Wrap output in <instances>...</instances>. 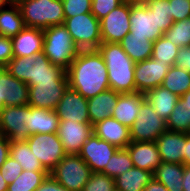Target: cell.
Returning <instances> with one entry per match:
<instances>
[{"mask_svg":"<svg viewBox=\"0 0 190 191\" xmlns=\"http://www.w3.org/2000/svg\"><path fill=\"white\" fill-rule=\"evenodd\" d=\"M66 73L69 87L86 99L110 88L106 63L98 50H79Z\"/></svg>","mask_w":190,"mask_h":191,"instance_id":"6da1fadb","label":"cell"},{"mask_svg":"<svg viewBox=\"0 0 190 191\" xmlns=\"http://www.w3.org/2000/svg\"><path fill=\"white\" fill-rule=\"evenodd\" d=\"M107 67L110 89L120 93H135V62L119 43H101L97 49Z\"/></svg>","mask_w":190,"mask_h":191,"instance_id":"7a4b0ae2","label":"cell"},{"mask_svg":"<svg viewBox=\"0 0 190 191\" xmlns=\"http://www.w3.org/2000/svg\"><path fill=\"white\" fill-rule=\"evenodd\" d=\"M5 68L28 86L35 85L36 81L68 79L66 70L52 64L43 52L30 57H13Z\"/></svg>","mask_w":190,"mask_h":191,"instance_id":"3957f363","label":"cell"},{"mask_svg":"<svg viewBox=\"0 0 190 191\" xmlns=\"http://www.w3.org/2000/svg\"><path fill=\"white\" fill-rule=\"evenodd\" d=\"M18 6L26 27L44 30L64 23L62 0H22Z\"/></svg>","mask_w":190,"mask_h":191,"instance_id":"277c9868","label":"cell"},{"mask_svg":"<svg viewBox=\"0 0 190 191\" xmlns=\"http://www.w3.org/2000/svg\"><path fill=\"white\" fill-rule=\"evenodd\" d=\"M43 34V53L52 64L67 70L79 52L68 30L63 24L53 25L44 29Z\"/></svg>","mask_w":190,"mask_h":191,"instance_id":"5b68a950","label":"cell"},{"mask_svg":"<svg viewBox=\"0 0 190 191\" xmlns=\"http://www.w3.org/2000/svg\"><path fill=\"white\" fill-rule=\"evenodd\" d=\"M92 173L78 154H67L49 175L69 191H82Z\"/></svg>","mask_w":190,"mask_h":191,"instance_id":"8992f818","label":"cell"},{"mask_svg":"<svg viewBox=\"0 0 190 191\" xmlns=\"http://www.w3.org/2000/svg\"><path fill=\"white\" fill-rule=\"evenodd\" d=\"M63 25L79 50H97L102 43L100 20L92 13L67 18Z\"/></svg>","mask_w":190,"mask_h":191,"instance_id":"52a82bcc","label":"cell"},{"mask_svg":"<svg viewBox=\"0 0 190 191\" xmlns=\"http://www.w3.org/2000/svg\"><path fill=\"white\" fill-rule=\"evenodd\" d=\"M129 129L130 139L133 142H154L167 130L166 121L146 100L141 103L136 120Z\"/></svg>","mask_w":190,"mask_h":191,"instance_id":"ba28073f","label":"cell"},{"mask_svg":"<svg viewBox=\"0 0 190 191\" xmlns=\"http://www.w3.org/2000/svg\"><path fill=\"white\" fill-rule=\"evenodd\" d=\"M26 142L48 172L67 155L57 133L30 135Z\"/></svg>","mask_w":190,"mask_h":191,"instance_id":"9c48e42d","label":"cell"},{"mask_svg":"<svg viewBox=\"0 0 190 191\" xmlns=\"http://www.w3.org/2000/svg\"><path fill=\"white\" fill-rule=\"evenodd\" d=\"M68 86V79L36 81L35 85L29 86L28 104L54 110Z\"/></svg>","mask_w":190,"mask_h":191,"instance_id":"30bf717a","label":"cell"},{"mask_svg":"<svg viewBox=\"0 0 190 191\" xmlns=\"http://www.w3.org/2000/svg\"><path fill=\"white\" fill-rule=\"evenodd\" d=\"M130 4L121 3L100 19L102 43H119L130 33Z\"/></svg>","mask_w":190,"mask_h":191,"instance_id":"8fae6325","label":"cell"},{"mask_svg":"<svg viewBox=\"0 0 190 191\" xmlns=\"http://www.w3.org/2000/svg\"><path fill=\"white\" fill-rule=\"evenodd\" d=\"M166 61L154 60L152 57L135 64V86L137 92L146 93L150 89L161 86L170 69Z\"/></svg>","mask_w":190,"mask_h":191,"instance_id":"7c38bea8","label":"cell"},{"mask_svg":"<svg viewBox=\"0 0 190 191\" xmlns=\"http://www.w3.org/2000/svg\"><path fill=\"white\" fill-rule=\"evenodd\" d=\"M26 121L27 105L4 106L0 110V135L10 141L26 140L30 136Z\"/></svg>","mask_w":190,"mask_h":191,"instance_id":"4fadbf2b","label":"cell"},{"mask_svg":"<svg viewBox=\"0 0 190 191\" xmlns=\"http://www.w3.org/2000/svg\"><path fill=\"white\" fill-rule=\"evenodd\" d=\"M93 133L91 123H79L77 121L59 120L57 135L66 154H79L83 144Z\"/></svg>","mask_w":190,"mask_h":191,"instance_id":"5bb4252c","label":"cell"},{"mask_svg":"<svg viewBox=\"0 0 190 191\" xmlns=\"http://www.w3.org/2000/svg\"><path fill=\"white\" fill-rule=\"evenodd\" d=\"M117 150V147L100 139L93 132L89 139L83 144L78 155L87 163L92 172H102Z\"/></svg>","mask_w":190,"mask_h":191,"instance_id":"9a60e30c","label":"cell"},{"mask_svg":"<svg viewBox=\"0 0 190 191\" xmlns=\"http://www.w3.org/2000/svg\"><path fill=\"white\" fill-rule=\"evenodd\" d=\"M130 26L131 34L147 37L152 42L164 34L157 25L156 16L144 3L130 4Z\"/></svg>","mask_w":190,"mask_h":191,"instance_id":"2e32d148","label":"cell"},{"mask_svg":"<svg viewBox=\"0 0 190 191\" xmlns=\"http://www.w3.org/2000/svg\"><path fill=\"white\" fill-rule=\"evenodd\" d=\"M54 111L57 113L59 120L90 123L87 99L69 86Z\"/></svg>","mask_w":190,"mask_h":191,"instance_id":"e0dca14e","label":"cell"},{"mask_svg":"<svg viewBox=\"0 0 190 191\" xmlns=\"http://www.w3.org/2000/svg\"><path fill=\"white\" fill-rule=\"evenodd\" d=\"M155 142L161 161L183 164L186 133L166 130Z\"/></svg>","mask_w":190,"mask_h":191,"instance_id":"ac0fdd59","label":"cell"},{"mask_svg":"<svg viewBox=\"0 0 190 191\" xmlns=\"http://www.w3.org/2000/svg\"><path fill=\"white\" fill-rule=\"evenodd\" d=\"M14 57H30L43 52V30L25 27L11 38Z\"/></svg>","mask_w":190,"mask_h":191,"instance_id":"d6986e66","label":"cell"},{"mask_svg":"<svg viewBox=\"0 0 190 191\" xmlns=\"http://www.w3.org/2000/svg\"><path fill=\"white\" fill-rule=\"evenodd\" d=\"M93 132L118 149L126 148L130 143V129L113 117L106 118L93 125Z\"/></svg>","mask_w":190,"mask_h":191,"instance_id":"ffe728a7","label":"cell"},{"mask_svg":"<svg viewBox=\"0 0 190 191\" xmlns=\"http://www.w3.org/2000/svg\"><path fill=\"white\" fill-rule=\"evenodd\" d=\"M128 150L133 165L136 168L144 169L150 172L160 165L161 158L158 152L156 142H133L126 147Z\"/></svg>","mask_w":190,"mask_h":191,"instance_id":"44dd1931","label":"cell"},{"mask_svg":"<svg viewBox=\"0 0 190 191\" xmlns=\"http://www.w3.org/2000/svg\"><path fill=\"white\" fill-rule=\"evenodd\" d=\"M27 128L30 135L57 133L59 117L54 110L35 108L27 104Z\"/></svg>","mask_w":190,"mask_h":191,"instance_id":"7402d4cb","label":"cell"},{"mask_svg":"<svg viewBox=\"0 0 190 191\" xmlns=\"http://www.w3.org/2000/svg\"><path fill=\"white\" fill-rule=\"evenodd\" d=\"M144 100V93L140 92L119 94L112 117L130 128L136 120Z\"/></svg>","mask_w":190,"mask_h":191,"instance_id":"603a6c76","label":"cell"},{"mask_svg":"<svg viewBox=\"0 0 190 191\" xmlns=\"http://www.w3.org/2000/svg\"><path fill=\"white\" fill-rule=\"evenodd\" d=\"M119 94L120 93L109 88L98 95L87 99L88 115L92 125L112 117Z\"/></svg>","mask_w":190,"mask_h":191,"instance_id":"cb8c5ba5","label":"cell"},{"mask_svg":"<svg viewBox=\"0 0 190 191\" xmlns=\"http://www.w3.org/2000/svg\"><path fill=\"white\" fill-rule=\"evenodd\" d=\"M144 97L153 107L154 111L165 121H167L171 115L179 99L176 94H173L162 86L148 90L144 94Z\"/></svg>","mask_w":190,"mask_h":191,"instance_id":"d4e9b609","label":"cell"},{"mask_svg":"<svg viewBox=\"0 0 190 191\" xmlns=\"http://www.w3.org/2000/svg\"><path fill=\"white\" fill-rule=\"evenodd\" d=\"M4 106H24L28 104L29 86L16 79L3 67Z\"/></svg>","mask_w":190,"mask_h":191,"instance_id":"484cf974","label":"cell"},{"mask_svg":"<svg viewBox=\"0 0 190 191\" xmlns=\"http://www.w3.org/2000/svg\"><path fill=\"white\" fill-rule=\"evenodd\" d=\"M184 165L162 161L154 170L153 178L161 182L168 191H183Z\"/></svg>","mask_w":190,"mask_h":191,"instance_id":"4316f807","label":"cell"},{"mask_svg":"<svg viewBox=\"0 0 190 191\" xmlns=\"http://www.w3.org/2000/svg\"><path fill=\"white\" fill-rule=\"evenodd\" d=\"M119 44L135 63L152 57L153 42L147 37L134 36V34L128 33Z\"/></svg>","mask_w":190,"mask_h":191,"instance_id":"83f0119b","label":"cell"},{"mask_svg":"<svg viewBox=\"0 0 190 191\" xmlns=\"http://www.w3.org/2000/svg\"><path fill=\"white\" fill-rule=\"evenodd\" d=\"M152 178V172L133 167L114 179L116 191H143Z\"/></svg>","mask_w":190,"mask_h":191,"instance_id":"f1b7e54d","label":"cell"},{"mask_svg":"<svg viewBox=\"0 0 190 191\" xmlns=\"http://www.w3.org/2000/svg\"><path fill=\"white\" fill-rule=\"evenodd\" d=\"M18 4L0 8V35L13 38L25 28Z\"/></svg>","mask_w":190,"mask_h":191,"instance_id":"f546056e","label":"cell"},{"mask_svg":"<svg viewBox=\"0 0 190 191\" xmlns=\"http://www.w3.org/2000/svg\"><path fill=\"white\" fill-rule=\"evenodd\" d=\"M10 157L26 171H47L32 153L26 140H14L10 144Z\"/></svg>","mask_w":190,"mask_h":191,"instance_id":"4dcf8cb0","label":"cell"},{"mask_svg":"<svg viewBox=\"0 0 190 191\" xmlns=\"http://www.w3.org/2000/svg\"><path fill=\"white\" fill-rule=\"evenodd\" d=\"M161 86L181 97L190 90V73L176 65L171 66Z\"/></svg>","mask_w":190,"mask_h":191,"instance_id":"1f68e13d","label":"cell"},{"mask_svg":"<svg viewBox=\"0 0 190 191\" xmlns=\"http://www.w3.org/2000/svg\"><path fill=\"white\" fill-rule=\"evenodd\" d=\"M48 175V171L23 170L11 184H8L7 191H35Z\"/></svg>","mask_w":190,"mask_h":191,"instance_id":"d6a6232c","label":"cell"},{"mask_svg":"<svg viewBox=\"0 0 190 191\" xmlns=\"http://www.w3.org/2000/svg\"><path fill=\"white\" fill-rule=\"evenodd\" d=\"M166 129L173 132L190 133V109L180 98L166 121Z\"/></svg>","mask_w":190,"mask_h":191,"instance_id":"836d02e7","label":"cell"},{"mask_svg":"<svg viewBox=\"0 0 190 191\" xmlns=\"http://www.w3.org/2000/svg\"><path fill=\"white\" fill-rule=\"evenodd\" d=\"M133 167V161L128 150L126 148L118 149L110 158L102 173L115 179Z\"/></svg>","mask_w":190,"mask_h":191,"instance_id":"e575fe53","label":"cell"},{"mask_svg":"<svg viewBox=\"0 0 190 191\" xmlns=\"http://www.w3.org/2000/svg\"><path fill=\"white\" fill-rule=\"evenodd\" d=\"M163 36L179 48L190 46V17L173 22Z\"/></svg>","mask_w":190,"mask_h":191,"instance_id":"d590c367","label":"cell"},{"mask_svg":"<svg viewBox=\"0 0 190 191\" xmlns=\"http://www.w3.org/2000/svg\"><path fill=\"white\" fill-rule=\"evenodd\" d=\"M178 51L179 47H177L171 41L162 36L159 37L155 42H153L152 58L154 60H164L170 66H174L177 59Z\"/></svg>","mask_w":190,"mask_h":191,"instance_id":"8d00e7d4","label":"cell"},{"mask_svg":"<svg viewBox=\"0 0 190 191\" xmlns=\"http://www.w3.org/2000/svg\"><path fill=\"white\" fill-rule=\"evenodd\" d=\"M144 4L156 16L158 27L165 33L173 24L169 0H146Z\"/></svg>","mask_w":190,"mask_h":191,"instance_id":"74e56055","label":"cell"},{"mask_svg":"<svg viewBox=\"0 0 190 191\" xmlns=\"http://www.w3.org/2000/svg\"><path fill=\"white\" fill-rule=\"evenodd\" d=\"M82 191H116L115 180L102 172H93Z\"/></svg>","mask_w":190,"mask_h":191,"instance_id":"f35d334b","label":"cell"},{"mask_svg":"<svg viewBox=\"0 0 190 191\" xmlns=\"http://www.w3.org/2000/svg\"><path fill=\"white\" fill-rule=\"evenodd\" d=\"M92 0H62L65 19L91 13Z\"/></svg>","mask_w":190,"mask_h":191,"instance_id":"ab89813d","label":"cell"},{"mask_svg":"<svg viewBox=\"0 0 190 191\" xmlns=\"http://www.w3.org/2000/svg\"><path fill=\"white\" fill-rule=\"evenodd\" d=\"M121 3V0H92L91 13L100 20Z\"/></svg>","mask_w":190,"mask_h":191,"instance_id":"60d3db41","label":"cell"},{"mask_svg":"<svg viewBox=\"0 0 190 191\" xmlns=\"http://www.w3.org/2000/svg\"><path fill=\"white\" fill-rule=\"evenodd\" d=\"M170 17L173 22L190 17V0H169Z\"/></svg>","mask_w":190,"mask_h":191,"instance_id":"b9f144b4","label":"cell"},{"mask_svg":"<svg viewBox=\"0 0 190 191\" xmlns=\"http://www.w3.org/2000/svg\"><path fill=\"white\" fill-rule=\"evenodd\" d=\"M22 171V166L10 156L0 167V173L8 184H11Z\"/></svg>","mask_w":190,"mask_h":191,"instance_id":"7bdbcfd3","label":"cell"},{"mask_svg":"<svg viewBox=\"0 0 190 191\" xmlns=\"http://www.w3.org/2000/svg\"><path fill=\"white\" fill-rule=\"evenodd\" d=\"M13 57L11 38L0 35V67H5Z\"/></svg>","mask_w":190,"mask_h":191,"instance_id":"ee69618b","label":"cell"},{"mask_svg":"<svg viewBox=\"0 0 190 191\" xmlns=\"http://www.w3.org/2000/svg\"><path fill=\"white\" fill-rule=\"evenodd\" d=\"M175 65L190 73V46L179 48Z\"/></svg>","mask_w":190,"mask_h":191,"instance_id":"f6af8a7d","label":"cell"},{"mask_svg":"<svg viewBox=\"0 0 190 191\" xmlns=\"http://www.w3.org/2000/svg\"><path fill=\"white\" fill-rule=\"evenodd\" d=\"M35 191H69L48 175Z\"/></svg>","mask_w":190,"mask_h":191,"instance_id":"bcb514c9","label":"cell"},{"mask_svg":"<svg viewBox=\"0 0 190 191\" xmlns=\"http://www.w3.org/2000/svg\"><path fill=\"white\" fill-rule=\"evenodd\" d=\"M10 144L11 141L7 137L0 135V167L10 155Z\"/></svg>","mask_w":190,"mask_h":191,"instance_id":"7dc6e473","label":"cell"},{"mask_svg":"<svg viewBox=\"0 0 190 191\" xmlns=\"http://www.w3.org/2000/svg\"><path fill=\"white\" fill-rule=\"evenodd\" d=\"M143 191H168L167 188L161 183L152 178Z\"/></svg>","mask_w":190,"mask_h":191,"instance_id":"c3c4849f","label":"cell"},{"mask_svg":"<svg viewBox=\"0 0 190 191\" xmlns=\"http://www.w3.org/2000/svg\"><path fill=\"white\" fill-rule=\"evenodd\" d=\"M183 165L190 166V133H186V143L184 144Z\"/></svg>","mask_w":190,"mask_h":191,"instance_id":"681fc988","label":"cell"},{"mask_svg":"<svg viewBox=\"0 0 190 191\" xmlns=\"http://www.w3.org/2000/svg\"><path fill=\"white\" fill-rule=\"evenodd\" d=\"M183 191H190V166L184 165Z\"/></svg>","mask_w":190,"mask_h":191,"instance_id":"f907efd6","label":"cell"},{"mask_svg":"<svg viewBox=\"0 0 190 191\" xmlns=\"http://www.w3.org/2000/svg\"><path fill=\"white\" fill-rule=\"evenodd\" d=\"M3 87V67H0V110L4 107V100L6 98Z\"/></svg>","mask_w":190,"mask_h":191,"instance_id":"816d5d0a","label":"cell"},{"mask_svg":"<svg viewBox=\"0 0 190 191\" xmlns=\"http://www.w3.org/2000/svg\"><path fill=\"white\" fill-rule=\"evenodd\" d=\"M182 101L185 102V105L190 109V90L184 93L181 97H179Z\"/></svg>","mask_w":190,"mask_h":191,"instance_id":"f5cc1de1","label":"cell"},{"mask_svg":"<svg viewBox=\"0 0 190 191\" xmlns=\"http://www.w3.org/2000/svg\"><path fill=\"white\" fill-rule=\"evenodd\" d=\"M8 183L4 180L0 173V191H7Z\"/></svg>","mask_w":190,"mask_h":191,"instance_id":"db71d44e","label":"cell"},{"mask_svg":"<svg viewBox=\"0 0 190 191\" xmlns=\"http://www.w3.org/2000/svg\"><path fill=\"white\" fill-rule=\"evenodd\" d=\"M146 0H121L122 3H126V4H143L145 3Z\"/></svg>","mask_w":190,"mask_h":191,"instance_id":"11a10c76","label":"cell"},{"mask_svg":"<svg viewBox=\"0 0 190 191\" xmlns=\"http://www.w3.org/2000/svg\"><path fill=\"white\" fill-rule=\"evenodd\" d=\"M11 4H12L11 0H0V8L6 7Z\"/></svg>","mask_w":190,"mask_h":191,"instance_id":"9f6ffc18","label":"cell"},{"mask_svg":"<svg viewBox=\"0 0 190 191\" xmlns=\"http://www.w3.org/2000/svg\"><path fill=\"white\" fill-rule=\"evenodd\" d=\"M20 1H22V0H11V2L14 4H18Z\"/></svg>","mask_w":190,"mask_h":191,"instance_id":"6f0895ef","label":"cell"}]
</instances>
